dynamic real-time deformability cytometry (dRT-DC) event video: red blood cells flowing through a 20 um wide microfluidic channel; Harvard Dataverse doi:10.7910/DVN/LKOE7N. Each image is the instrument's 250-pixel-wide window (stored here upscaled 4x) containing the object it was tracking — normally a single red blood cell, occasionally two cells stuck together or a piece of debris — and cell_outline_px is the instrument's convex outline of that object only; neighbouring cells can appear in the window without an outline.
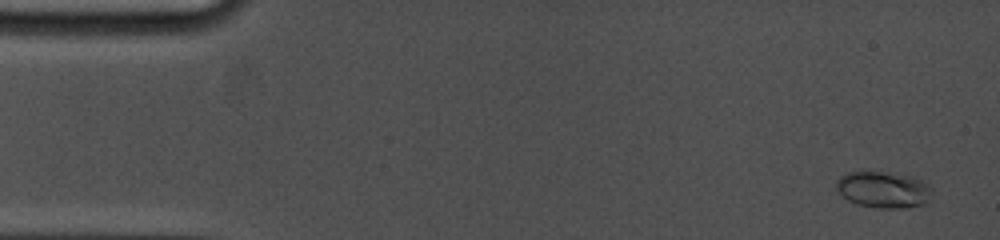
{"species": "common noctule bat (a hibernating species)", "species_latin": "Nyctalus noctula", "temperature_condition": "cold", "stored_images_in_passage": 56, "camera_frame_rate_fps": 5000, "um_per_image_px": 0.085, "animal": {"sex": "female", "body_mass_g": 19.0, "forearm_length_mm": 53.3}, "frame": {"image": 1, "passage_image": 4, "time_ms": 0.6, "image_size_px": [1000, 240], "cell_outline_px": [[932, 188], [924, 204], [904, 208], [876, 208], [856, 204], [848, 200], [836, 188], [836, 180], [840, 176], [848, 172], [864, 168], [912, 176], [928, 184]], "centroid_in_image_um": [75.02, 16.07], "position_along_channel_um": 10.0, "area_um2": 20.75}}
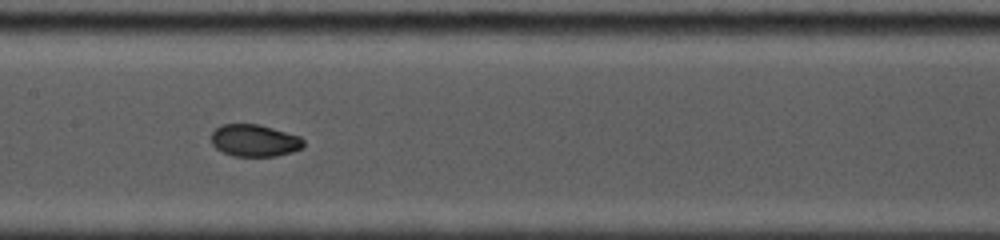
{"frame": {"image": 2, "passage_image": 32, "time_ms": 8.4, "image_size_px": [1000, 240], "cell_outline_px": [[304, 144], [300, 148], [292, 152], [276, 156], [232, 156], [216, 148], [212, 144], [212, 132], [220, 124], [260, 124], [300, 136], [304, 140]], "centroid_in_image_um": [21.63, 11.94], "position_along_channel_um": 185.8, "area_um2": 17.28}}
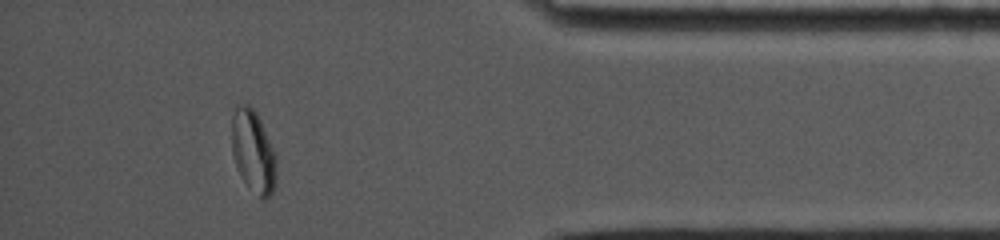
{"frame": {"image": 3, "passage_image": 51, "time_ms": 15.0, "image_size_px": [1000, 240], "cell_outline_px": [[276, 184], [272, 192], [264, 200], [260, 200], [240, 176], [232, 152], [232, 116], [236, 108], [240, 104], [248, 104], [256, 112], [260, 120], [276, 156]], "centroid_in_image_um": [21.53, 12.91], "position_along_channel_um": 413.7, "area_um2": 21.33}, "authors_computed_cell_mechanics": {"area_um2": 18.0914, "velocity_mm_per_s": 3.7683, "shape_relaxation_time_tau1_ms": 4.4583, "shape_relaxation_time_tau2_ms": null, "deformation_change_tau1": 0.1517, "deformation_change_tau2": null}}